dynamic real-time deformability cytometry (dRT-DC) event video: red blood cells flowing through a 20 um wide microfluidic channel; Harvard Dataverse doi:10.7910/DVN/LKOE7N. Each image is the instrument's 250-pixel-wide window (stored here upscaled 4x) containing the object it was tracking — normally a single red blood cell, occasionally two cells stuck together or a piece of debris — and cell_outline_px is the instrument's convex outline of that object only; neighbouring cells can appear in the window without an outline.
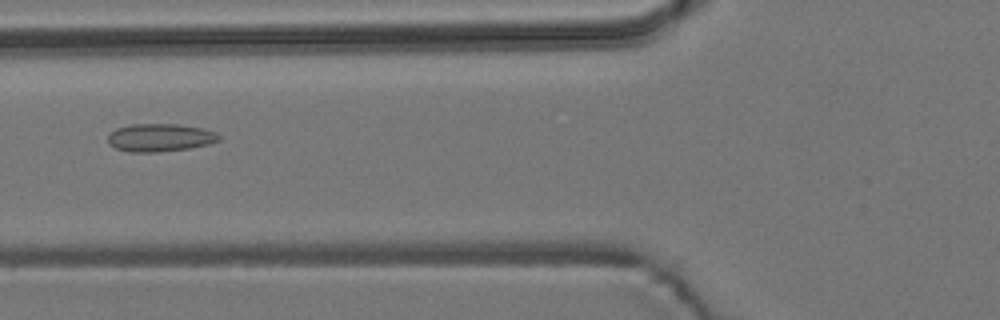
{"species": "common noctule bat (a hibernating species)", "species_latin": "Nyctalus noctula", "temperature_condition": "room temperature", "stored_images_in_passage": 44, "camera_frame_rate_fps": 3000, "um_per_image_px": 0.085, "animal": {"sex": "male", "body_mass_g": 19.2, "forearm_length_mm": 51.8}, "frame": {"image": 1, "passage_image": 10, "time_ms": 3.0, "image_size_px": [1000, 320], "cell_outline_px": [[220, 140], [208, 144], [188, 148], [156, 152], [128, 152], [116, 148], [108, 144], [108, 136], [116, 128], [128, 124], [176, 124], [204, 128], [216, 132], [220, 136]], "centroid_in_image_um": [13.59, 11.69], "position_along_channel_um": 112.2, "area_um2": 18.09}}
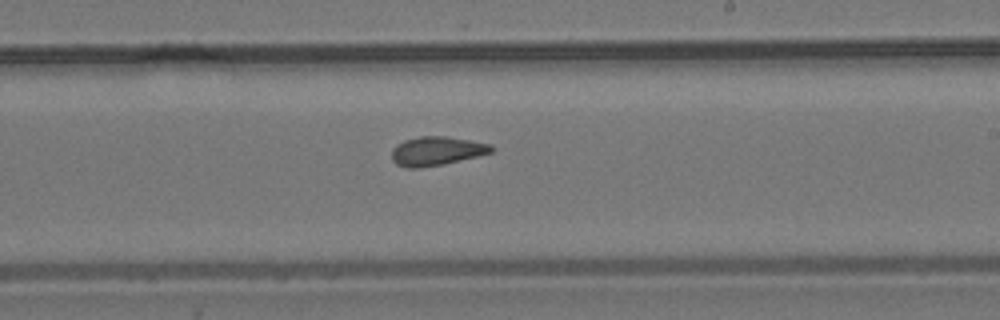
{"frame": {"image": 2, "passage_image": 21, "time_ms": 6.667, "image_size_px": [1000, 320], "cell_outline_px": [[496, 148], [492, 152], [444, 164], [420, 168], [408, 168], [396, 164], [392, 160], [392, 148], [396, 144], [404, 140], [420, 136], [444, 136], [492, 144]], "centroid_in_image_um": [37.09, 12.83], "position_along_channel_um": 251.9, "area_um2": 16.82}}
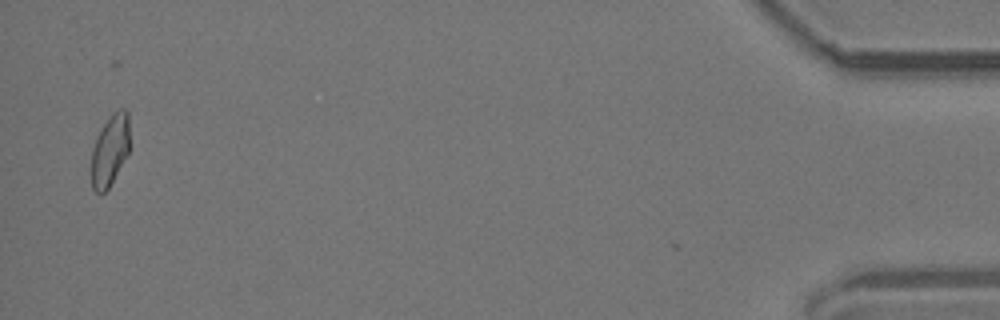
{"frame": {"image": 3, "passage_image": 42, "time_ms": 13.667, "image_size_px": [1000, 320], "cell_outline_px": [[128, 152], [108, 188], [104, 192], [96, 192], [92, 188], [92, 148], [96, 136], [108, 116], [112, 112], [120, 108], [124, 108], [128, 112]], "centroid_in_image_um": [9.33, 12.71], "position_along_channel_um": 425.9, "area_um2": 15.66}, "authors_computed_cell_mechanics": {"area_um2": 16.6753, "velocity_mm_per_s": 3.7991, "shape_relaxation_time_tau1_ms": null, "shape_relaxation_time_tau2_ms": 2.2811, "deformation_change_tau1": null, "deformation_change_tau2": 0.0912}}